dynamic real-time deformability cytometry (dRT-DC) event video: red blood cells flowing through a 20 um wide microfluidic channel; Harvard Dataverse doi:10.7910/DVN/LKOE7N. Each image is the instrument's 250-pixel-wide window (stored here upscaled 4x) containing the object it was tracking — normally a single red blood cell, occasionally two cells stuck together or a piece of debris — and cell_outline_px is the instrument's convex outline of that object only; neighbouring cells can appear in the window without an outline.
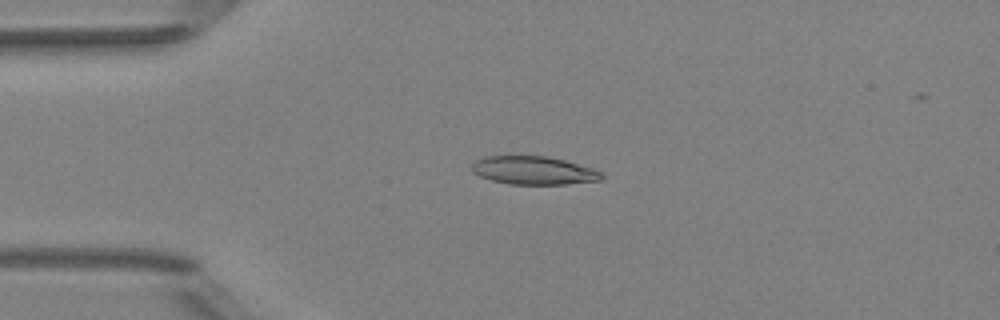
{"species": "Egyptian fruit bat (a non-hibernating species)", "species_latin": "Rousettus aegyptiacus", "temperature_condition": "room temperature", "stored_images_in_passage": 8, "camera_frame_rate_fps": 3000, "um_per_image_px": 0.085, "animal": {"sex": "female"}, "frame": {"image": 1, "passage_image": 3, "time_ms": 0.667, "image_size_px": [1000, 320], "cell_outline_px": [[604, 176], [600, 180], [564, 184], [508, 184], [492, 180], [480, 176], [472, 172], [468, 168], [476, 160], [484, 156], [548, 156], [564, 160], [592, 168], [600, 172]], "centroid_in_image_um": [45.3, 14.48], "position_along_channel_um": 39.7, "area_um2": 21.33}}
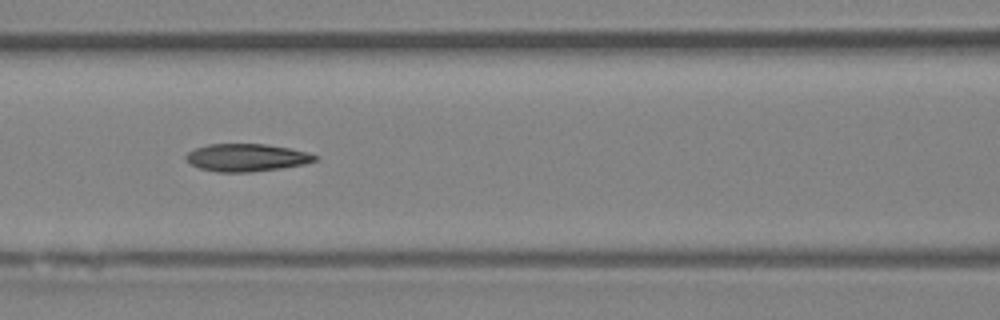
{"frame": {"image": 2, "passage_image": 6, "time_ms": 1.667, "image_size_px": [1000, 320], "cell_outline_px": [[320, 160], [304, 164], [280, 168], [252, 172], [216, 172], [200, 168], [192, 164], [184, 156], [188, 152], [196, 148], [208, 144], [264, 144], [292, 148], [308, 152], [320, 156]], "centroid_in_image_um": [21.03, 13.39], "position_along_channel_um": 145.6, "area_um2": 20.87}}
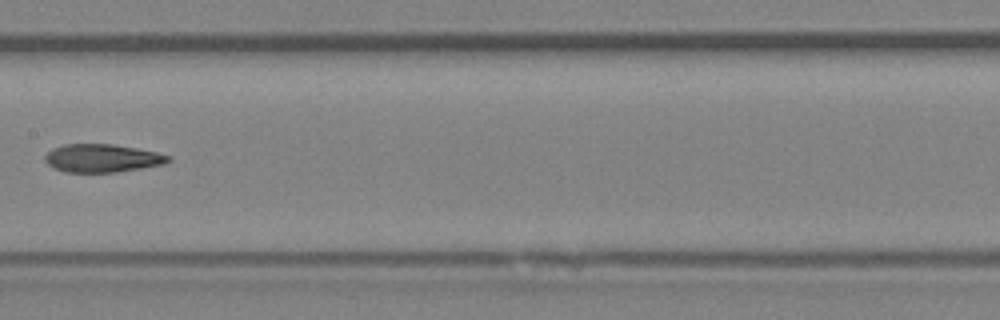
{"frame": {"image": 3, "passage_image": 7, "time_ms": 2.0, "image_size_px": [1000, 320], "cell_outline_px": [[172, 160], [164, 164], [116, 172], [64, 172], [52, 168], [44, 160], [44, 156], [52, 148], [64, 144], [112, 144], [136, 148], [156, 152], [172, 156]], "centroid_in_image_um": [8.67, 13.44], "position_along_channel_um": 198.7, "area_um2": 20.29}}